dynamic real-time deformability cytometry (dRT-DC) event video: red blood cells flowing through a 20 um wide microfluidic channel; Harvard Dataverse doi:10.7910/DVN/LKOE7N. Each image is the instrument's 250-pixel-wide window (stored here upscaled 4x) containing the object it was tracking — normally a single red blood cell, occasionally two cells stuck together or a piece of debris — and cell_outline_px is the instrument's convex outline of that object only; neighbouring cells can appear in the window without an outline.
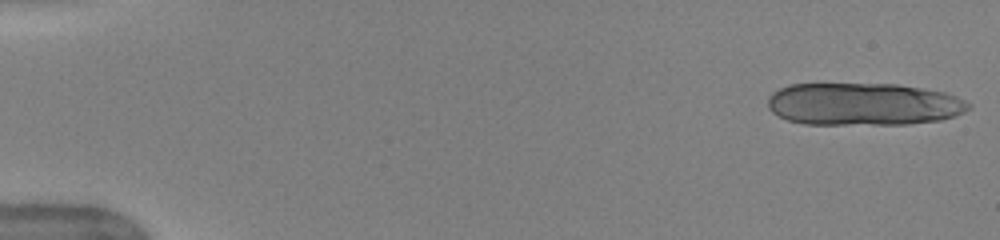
{"species": "human", "species_latin": "Homo sapiens", "temperature_condition": "warm", "stored_images_in_passage": 15, "camera_frame_rate_fps": 3000, "um_per_image_px": 0.085, "donor": {"sex": "female"}, "frame": {"image": 1, "passage_image": 1, "time_ms": 0.0, "image_size_px": [1000, 240], "cell_outline_px": [[972, 108], [956, 116], [940, 120], [908, 124], [804, 124], [788, 120], [772, 112], [768, 108], [768, 96], [772, 92], [788, 84], [896, 84], [944, 92], [956, 96], [972, 104]], "centroid_in_image_um": [73.4, 8.85], "position_along_channel_um": 11.6, "area_um2": 50.0}}